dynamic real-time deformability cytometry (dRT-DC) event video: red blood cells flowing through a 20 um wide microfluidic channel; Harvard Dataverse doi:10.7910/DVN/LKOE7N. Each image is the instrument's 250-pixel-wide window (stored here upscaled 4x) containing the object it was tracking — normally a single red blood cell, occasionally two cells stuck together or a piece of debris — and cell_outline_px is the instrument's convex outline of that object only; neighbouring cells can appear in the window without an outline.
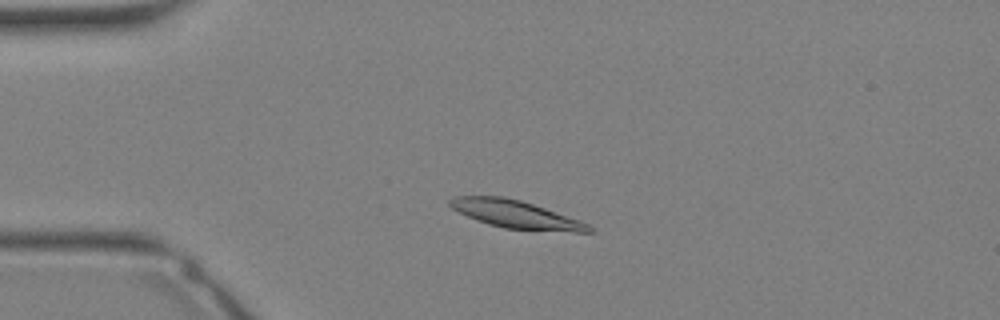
{"species": "Egyptian fruit bat (a non-hibernating species)", "species_latin": "Rousettus aegyptiacus", "temperature_condition": "warm", "stored_images_in_passage": 33, "camera_frame_rate_fps": 3000, "um_per_image_px": 0.085, "animal": {"sex": "female"}, "frame": {"image": 1, "passage_image": 7, "time_ms": 2.0, "image_size_px": [1000, 320], "cell_outline_px": [[596, 232], [576, 232], [504, 228], [488, 224], [476, 220], [452, 208], [448, 204], [448, 200], [452, 196], [504, 196], [520, 200], [580, 220], [596, 228]], "centroid_in_image_um": [43.86, 18.22], "position_along_channel_um": 41.1, "area_um2": 22.43}}
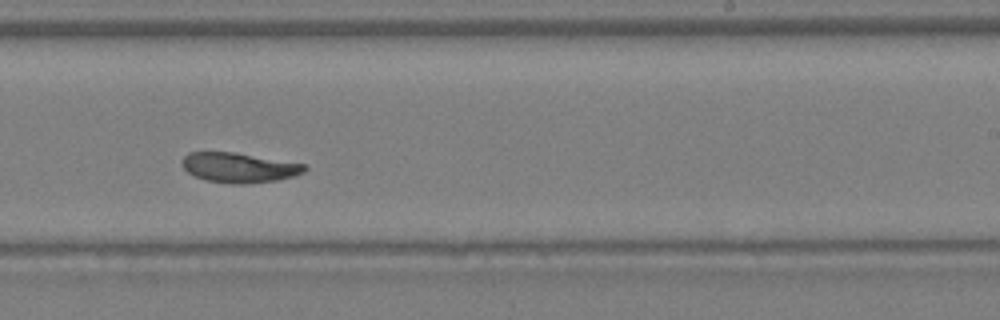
{"frame": {"image": 2, "passage_image": 20, "time_ms": 6.333, "image_size_px": [1000, 320], "cell_outline_px": [[308, 168], [304, 172], [292, 176], [276, 180], [244, 184], [232, 184], [208, 180], [196, 176], [188, 172], [180, 164], [180, 160], [188, 152], [236, 152], [304, 164]], "centroid_in_image_um": [20.28, 14.23], "position_along_channel_um": 268.7, "area_um2": 21.21}}
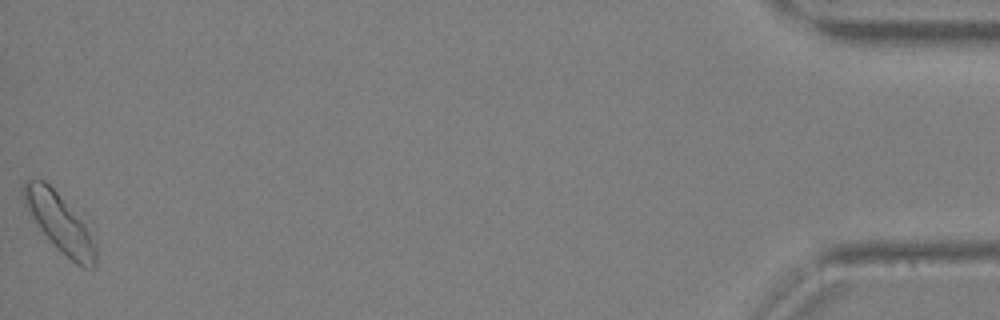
{"frame": {"image": 3, "passage_image": 33, "time_ms": 10.667, "image_size_px": [1000, 320], "cell_outline_px": [[96, 268], [84, 268], [76, 264], [56, 248], [40, 228], [24, 204], [20, 192], [24, 180], [44, 180], [56, 192], [84, 224], [96, 244]], "centroid_in_image_um": [5.05, 18.95], "position_along_channel_um": 430.2, "area_um2": 23.93}}